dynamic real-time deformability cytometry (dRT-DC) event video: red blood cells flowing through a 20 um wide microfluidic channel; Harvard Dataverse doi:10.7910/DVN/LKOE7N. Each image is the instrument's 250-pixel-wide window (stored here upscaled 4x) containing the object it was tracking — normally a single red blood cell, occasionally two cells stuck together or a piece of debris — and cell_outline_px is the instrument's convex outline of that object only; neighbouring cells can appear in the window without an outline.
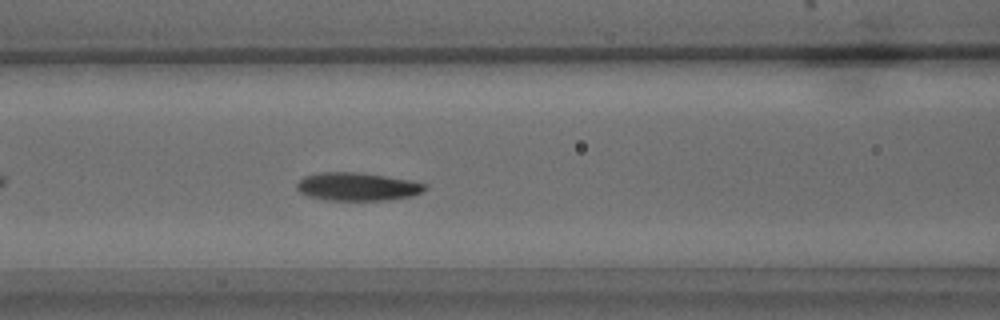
{"species": "common noctule bat (a hibernating species)", "species_latin": "Nyctalus noctula", "temperature_condition": "warm", "stored_images_in_passage": 17, "camera_frame_rate_fps": 3000, "um_per_image_px": 0.085, "animal": {"sex": "male", "body_mass_g": 15.6}, "frame": {"image": 1, "passage_image": 10, "time_ms": 3.0, "image_size_px": [1000, 320], "cell_outline_px": [[428, 188], [424, 192], [412, 196], [388, 200], [328, 200], [308, 196], [300, 192], [296, 188], [296, 184], [304, 176], [320, 172], [356, 172], [384, 176], [408, 180], [428, 184]], "centroid_in_image_um": [30.4, 15.87], "position_along_channel_um": 136.2, "area_um2": 21.04}}
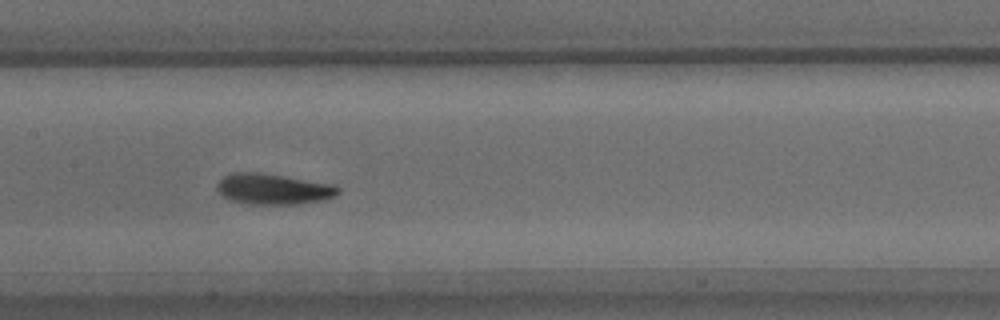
{"frame": {"image": 2, "passage_image": 14, "time_ms": 4.333, "image_size_px": [1000, 320], "cell_outline_px": [[340, 192], [336, 196], [324, 200], [296, 204], [248, 204], [228, 200], [216, 188], [216, 184], [224, 176], [232, 172], [260, 172], [332, 184], [340, 188]], "centroid_in_image_um": [23.22, 16.07], "position_along_channel_um": 184.2, "area_um2": 21.79}}